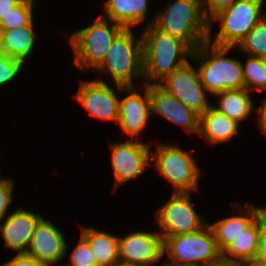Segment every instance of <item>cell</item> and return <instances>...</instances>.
Instances as JSON below:
<instances>
[{
	"instance_id": "obj_1",
	"label": "cell",
	"mask_w": 266,
	"mask_h": 266,
	"mask_svg": "<svg viewBox=\"0 0 266 266\" xmlns=\"http://www.w3.org/2000/svg\"><path fill=\"white\" fill-rule=\"evenodd\" d=\"M144 85L157 84L187 62L193 50L182 40L149 24L142 32Z\"/></svg>"
},
{
	"instance_id": "obj_2",
	"label": "cell",
	"mask_w": 266,
	"mask_h": 266,
	"mask_svg": "<svg viewBox=\"0 0 266 266\" xmlns=\"http://www.w3.org/2000/svg\"><path fill=\"white\" fill-rule=\"evenodd\" d=\"M149 24L177 37L193 51L208 41L209 21L205 18L201 0H175L156 14Z\"/></svg>"
},
{
	"instance_id": "obj_3",
	"label": "cell",
	"mask_w": 266,
	"mask_h": 266,
	"mask_svg": "<svg viewBox=\"0 0 266 266\" xmlns=\"http://www.w3.org/2000/svg\"><path fill=\"white\" fill-rule=\"evenodd\" d=\"M231 49L232 47H219L207 41L192 52L191 58L201 63L197 71L208 93L214 95L226 90L245 88L243 64L237 59L225 57Z\"/></svg>"
},
{
	"instance_id": "obj_4",
	"label": "cell",
	"mask_w": 266,
	"mask_h": 266,
	"mask_svg": "<svg viewBox=\"0 0 266 266\" xmlns=\"http://www.w3.org/2000/svg\"><path fill=\"white\" fill-rule=\"evenodd\" d=\"M95 71L111 74L119 91L133 87L135 78L143 76L142 35L137 39L131 29H123L112 41L105 59Z\"/></svg>"
},
{
	"instance_id": "obj_5",
	"label": "cell",
	"mask_w": 266,
	"mask_h": 266,
	"mask_svg": "<svg viewBox=\"0 0 266 266\" xmlns=\"http://www.w3.org/2000/svg\"><path fill=\"white\" fill-rule=\"evenodd\" d=\"M166 252L173 261L165 263L167 266H207L222 258L208 224L197 232L164 237L163 255Z\"/></svg>"
},
{
	"instance_id": "obj_6",
	"label": "cell",
	"mask_w": 266,
	"mask_h": 266,
	"mask_svg": "<svg viewBox=\"0 0 266 266\" xmlns=\"http://www.w3.org/2000/svg\"><path fill=\"white\" fill-rule=\"evenodd\" d=\"M264 0H236L229 7L215 14L209 21L208 42L219 47H232L246 37L249 31L266 15L262 10ZM221 22V28L214 34L211 43L212 22Z\"/></svg>"
},
{
	"instance_id": "obj_7",
	"label": "cell",
	"mask_w": 266,
	"mask_h": 266,
	"mask_svg": "<svg viewBox=\"0 0 266 266\" xmlns=\"http://www.w3.org/2000/svg\"><path fill=\"white\" fill-rule=\"evenodd\" d=\"M108 19L99 17L90 26L69 34V43L75 55V64L81 69H96L105 59L115 37L124 29Z\"/></svg>"
},
{
	"instance_id": "obj_8",
	"label": "cell",
	"mask_w": 266,
	"mask_h": 266,
	"mask_svg": "<svg viewBox=\"0 0 266 266\" xmlns=\"http://www.w3.org/2000/svg\"><path fill=\"white\" fill-rule=\"evenodd\" d=\"M151 159L157 171L174 186L173 192H191L198 190L200 171L190 153L177 145L159 144Z\"/></svg>"
},
{
	"instance_id": "obj_9",
	"label": "cell",
	"mask_w": 266,
	"mask_h": 266,
	"mask_svg": "<svg viewBox=\"0 0 266 266\" xmlns=\"http://www.w3.org/2000/svg\"><path fill=\"white\" fill-rule=\"evenodd\" d=\"M191 202L190 192H173L168 202L157 210L155 216L162 239L197 232L207 224L202 221Z\"/></svg>"
},
{
	"instance_id": "obj_10",
	"label": "cell",
	"mask_w": 266,
	"mask_h": 266,
	"mask_svg": "<svg viewBox=\"0 0 266 266\" xmlns=\"http://www.w3.org/2000/svg\"><path fill=\"white\" fill-rule=\"evenodd\" d=\"M157 84L199 116L212 106L206 98L207 91L200 81L198 71L190 62L176 69Z\"/></svg>"
},
{
	"instance_id": "obj_11",
	"label": "cell",
	"mask_w": 266,
	"mask_h": 266,
	"mask_svg": "<svg viewBox=\"0 0 266 266\" xmlns=\"http://www.w3.org/2000/svg\"><path fill=\"white\" fill-rule=\"evenodd\" d=\"M149 145L127 140L122 143L111 144V161L114 170L116 187L136 178L144 173V169L151 166Z\"/></svg>"
},
{
	"instance_id": "obj_12",
	"label": "cell",
	"mask_w": 266,
	"mask_h": 266,
	"mask_svg": "<svg viewBox=\"0 0 266 266\" xmlns=\"http://www.w3.org/2000/svg\"><path fill=\"white\" fill-rule=\"evenodd\" d=\"M163 256V239L159 233L137 231L119 237L120 263L129 266H154Z\"/></svg>"
},
{
	"instance_id": "obj_13",
	"label": "cell",
	"mask_w": 266,
	"mask_h": 266,
	"mask_svg": "<svg viewBox=\"0 0 266 266\" xmlns=\"http://www.w3.org/2000/svg\"><path fill=\"white\" fill-rule=\"evenodd\" d=\"M75 97L94 118L118 123L120 99L114 90L100 78L81 82Z\"/></svg>"
},
{
	"instance_id": "obj_14",
	"label": "cell",
	"mask_w": 266,
	"mask_h": 266,
	"mask_svg": "<svg viewBox=\"0 0 266 266\" xmlns=\"http://www.w3.org/2000/svg\"><path fill=\"white\" fill-rule=\"evenodd\" d=\"M144 96L138 93L133 87H125L124 92L128 96L119 100L118 123L123 132L135 139H140L139 135L149 122L151 109V98L149 89L143 85Z\"/></svg>"
},
{
	"instance_id": "obj_15",
	"label": "cell",
	"mask_w": 266,
	"mask_h": 266,
	"mask_svg": "<svg viewBox=\"0 0 266 266\" xmlns=\"http://www.w3.org/2000/svg\"><path fill=\"white\" fill-rule=\"evenodd\" d=\"M67 248L63 233L52 222L42 218L35 228L26 254L42 265H50L61 261Z\"/></svg>"
},
{
	"instance_id": "obj_16",
	"label": "cell",
	"mask_w": 266,
	"mask_h": 266,
	"mask_svg": "<svg viewBox=\"0 0 266 266\" xmlns=\"http://www.w3.org/2000/svg\"><path fill=\"white\" fill-rule=\"evenodd\" d=\"M151 98L152 113L160 115L184 130L199 134L200 116L158 84L146 85Z\"/></svg>"
},
{
	"instance_id": "obj_17",
	"label": "cell",
	"mask_w": 266,
	"mask_h": 266,
	"mask_svg": "<svg viewBox=\"0 0 266 266\" xmlns=\"http://www.w3.org/2000/svg\"><path fill=\"white\" fill-rule=\"evenodd\" d=\"M41 215L23 210L21 207L8 215L3 224H0V231L5 246L18 254H26L29 248L32 235Z\"/></svg>"
},
{
	"instance_id": "obj_18",
	"label": "cell",
	"mask_w": 266,
	"mask_h": 266,
	"mask_svg": "<svg viewBox=\"0 0 266 266\" xmlns=\"http://www.w3.org/2000/svg\"><path fill=\"white\" fill-rule=\"evenodd\" d=\"M235 208H244L241 215H233L226 217L214 224H208L211 228L214 238L217 242L219 250L222 252L229 244H231L248 226H250L263 212V208L254 207L253 205L234 203ZM245 214V215H244Z\"/></svg>"
},
{
	"instance_id": "obj_19",
	"label": "cell",
	"mask_w": 266,
	"mask_h": 266,
	"mask_svg": "<svg viewBox=\"0 0 266 266\" xmlns=\"http://www.w3.org/2000/svg\"><path fill=\"white\" fill-rule=\"evenodd\" d=\"M238 127L237 121L211 106L200 116L199 134L212 144L223 143L230 141L234 135L238 134Z\"/></svg>"
},
{
	"instance_id": "obj_20",
	"label": "cell",
	"mask_w": 266,
	"mask_h": 266,
	"mask_svg": "<svg viewBox=\"0 0 266 266\" xmlns=\"http://www.w3.org/2000/svg\"><path fill=\"white\" fill-rule=\"evenodd\" d=\"M81 236L89 243L97 266H111L120 263L118 236L91 227H82Z\"/></svg>"
},
{
	"instance_id": "obj_21",
	"label": "cell",
	"mask_w": 266,
	"mask_h": 266,
	"mask_svg": "<svg viewBox=\"0 0 266 266\" xmlns=\"http://www.w3.org/2000/svg\"><path fill=\"white\" fill-rule=\"evenodd\" d=\"M104 9L107 15L101 17L121 25L124 29H131L145 20L148 0H108Z\"/></svg>"
},
{
	"instance_id": "obj_22",
	"label": "cell",
	"mask_w": 266,
	"mask_h": 266,
	"mask_svg": "<svg viewBox=\"0 0 266 266\" xmlns=\"http://www.w3.org/2000/svg\"><path fill=\"white\" fill-rule=\"evenodd\" d=\"M33 22L10 30H1L2 53L25 62L33 52L35 35Z\"/></svg>"
},
{
	"instance_id": "obj_23",
	"label": "cell",
	"mask_w": 266,
	"mask_h": 266,
	"mask_svg": "<svg viewBox=\"0 0 266 266\" xmlns=\"http://www.w3.org/2000/svg\"><path fill=\"white\" fill-rule=\"evenodd\" d=\"M249 94L250 92L246 88L231 89L216 93L214 96L219 98L218 105L213 108L240 123L250 116L254 109Z\"/></svg>"
},
{
	"instance_id": "obj_24",
	"label": "cell",
	"mask_w": 266,
	"mask_h": 266,
	"mask_svg": "<svg viewBox=\"0 0 266 266\" xmlns=\"http://www.w3.org/2000/svg\"><path fill=\"white\" fill-rule=\"evenodd\" d=\"M260 233V216L222 251V259L250 260L256 257Z\"/></svg>"
},
{
	"instance_id": "obj_25",
	"label": "cell",
	"mask_w": 266,
	"mask_h": 266,
	"mask_svg": "<svg viewBox=\"0 0 266 266\" xmlns=\"http://www.w3.org/2000/svg\"><path fill=\"white\" fill-rule=\"evenodd\" d=\"M238 47L249 56L260 57L266 54V15L249 31Z\"/></svg>"
},
{
	"instance_id": "obj_26",
	"label": "cell",
	"mask_w": 266,
	"mask_h": 266,
	"mask_svg": "<svg viewBox=\"0 0 266 266\" xmlns=\"http://www.w3.org/2000/svg\"><path fill=\"white\" fill-rule=\"evenodd\" d=\"M245 66L242 65L243 80L245 88L251 90L266 91V66H264L259 57L248 56Z\"/></svg>"
},
{
	"instance_id": "obj_27",
	"label": "cell",
	"mask_w": 266,
	"mask_h": 266,
	"mask_svg": "<svg viewBox=\"0 0 266 266\" xmlns=\"http://www.w3.org/2000/svg\"><path fill=\"white\" fill-rule=\"evenodd\" d=\"M33 0H22L16 7L0 20L1 30H10L27 26L33 22Z\"/></svg>"
},
{
	"instance_id": "obj_28",
	"label": "cell",
	"mask_w": 266,
	"mask_h": 266,
	"mask_svg": "<svg viewBox=\"0 0 266 266\" xmlns=\"http://www.w3.org/2000/svg\"><path fill=\"white\" fill-rule=\"evenodd\" d=\"M70 259L69 266H97L94 253L89 243L82 236L70 254Z\"/></svg>"
},
{
	"instance_id": "obj_29",
	"label": "cell",
	"mask_w": 266,
	"mask_h": 266,
	"mask_svg": "<svg viewBox=\"0 0 266 266\" xmlns=\"http://www.w3.org/2000/svg\"><path fill=\"white\" fill-rule=\"evenodd\" d=\"M24 62L5 53L0 54V87L10 83L22 70Z\"/></svg>"
},
{
	"instance_id": "obj_30",
	"label": "cell",
	"mask_w": 266,
	"mask_h": 266,
	"mask_svg": "<svg viewBox=\"0 0 266 266\" xmlns=\"http://www.w3.org/2000/svg\"><path fill=\"white\" fill-rule=\"evenodd\" d=\"M13 188L14 181H11V179L0 180V224L5 218L8 206L12 202Z\"/></svg>"
},
{
	"instance_id": "obj_31",
	"label": "cell",
	"mask_w": 266,
	"mask_h": 266,
	"mask_svg": "<svg viewBox=\"0 0 266 266\" xmlns=\"http://www.w3.org/2000/svg\"><path fill=\"white\" fill-rule=\"evenodd\" d=\"M236 0H201V6L205 18L210 19L224 8L229 7Z\"/></svg>"
},
{
	"instance_id": "obj_32",
	"label": "cell",
	"mask_w": 266,
	"mask_h": 266,
	"mask_svg": "<svg viewBox=\"0 0 266 266\" xmlns=\"http://www.w3.org/2000/svg\"><path fill=\"white\" fill-rule=\"evenodd\" d=\"M255 258L266 263V214L264 212L260 215L258 252Z\"/></svg>"
},
{
	"instance_id": "obj_33",
	"label": "cell",
	"mask_w": 266,
	"mask_h": 266,
	"mask_svg": "<svg viewBox=\"0 0 266 266\" xmlns=\"http://www.w3.org/2000/svg\"><path fill=\"white\" fill-rule=\"evenodd\" d=\"M4 266H46L37 262L28 254H17L13 259L4 263Z\"/></svg>"
},
{
	"instance_id": "obj_34",
	"label": "cell",
	"mask_w": 266,
	"mask_h": 266,
	"mask_svg": "<svg viewBox=\"0 0 266 266\" xmlns=\"http://www.w3.org/2000/svg\"><path fill=\"white\" fill-rule=\"evenodd\" d=\"M22 0H0V20L6 16L11 9L16 7Z\"/></svg>"
},
{
	"instance_id": "obj_35",
	"label": "cell",
	"mask_w": 266,
	"mask_h": 266,
	"mask_svg": "<svg viewBox=\"0 0 266 266\" xmlns=\"http://www.w3.org/2000/svg\"><path fill=\"white\" fill-rule=\"evenodd\" d=\"M255 112L260 115V120L258 121V126L260 130L266 135V99L263 100L262 105L259 106Z\"/></svg>"
},
{
	"instance_id": "obj_36",
	"label": "cell",
	"mask_w": 266,
	"mask_h": 266,
	"mask_svg": "<svg viewBox=\"0 0 266 266\" xmlns=\"http://www.w3.org/2000/svg\"><path fill=\"white\" fill-rule=\"evenodd\" d=\"M207 266H241V261H229L221 258L219 261Z\"/></svg>"
},
{
	"instance_id": "obj_37",
	"label": "cell",
	"mask_w": 266,
	"mask_h": 266,
	"mask_svg": "<svg viewBox=\"0 0 266 266\" xmlns=\"http://www.w3.org/2000/svg\"><path fill=\"white\" fill-rule=\"evenodd\" d=\"M241 266H266V263L256 258L241 261Z\"/></svg>"
},
{
	"instance_id": "obj_38",
	"label": "cell",
	"mask_w": 266,
	"mask_h": 266,
	"mask_svg": "<svg viewBox=\"0 0 266 266\" xmlns=\"http://www.w3.org/2000/svg\"><path fill=\"white\" fill-rule=\"evenodd\" d=\"M259 58H260L262 64H263L264 66H266V54L261 55Z\"/></svg>"
},
{
	"instance_id": "obj_39",
	"label": "cell",
	"mask_w": 266,
	"mask_h": 266,
	"mask_svg": "<svg viewBox=\"0 0 266 266\" xmlns=\"http://www.w3.org/2000/svg\"><path fill=\"white\" fill-rule=\"evenodd\" d=\"M111 266H129V265H127V264H123V263H117V264H115V265H111Z\"/></svg>"
},
{
	"instance_id": "obj_40",
	"label": "cell",
	"mask_w": 266,
	"mask_h": 266,
	"mask_svg": "<svg viewBox=\"0 0 266 266\" xmlns=\"http://www.w3.org/2000/svg\"><path fill=\"white\" fill-rule=\"evenodd\" d=\"M2 53V44H1V29H0V54Z\"/></svg>"
},
{
	"instance_id": "obj_41",
	"label": "cell",
	"mask_w": 266,
	"mask_h": 266,
	"mask_svg": "<svg viewBox=\"0 0 266 266\" xmlns=\"http://www.w3.org/2000/svg\"><path fill=\"white\" fill-rule=\"evenodd\" d=\"M263 212L266 214V207L263 208Z\"/></svg>"
}]
</instances>
